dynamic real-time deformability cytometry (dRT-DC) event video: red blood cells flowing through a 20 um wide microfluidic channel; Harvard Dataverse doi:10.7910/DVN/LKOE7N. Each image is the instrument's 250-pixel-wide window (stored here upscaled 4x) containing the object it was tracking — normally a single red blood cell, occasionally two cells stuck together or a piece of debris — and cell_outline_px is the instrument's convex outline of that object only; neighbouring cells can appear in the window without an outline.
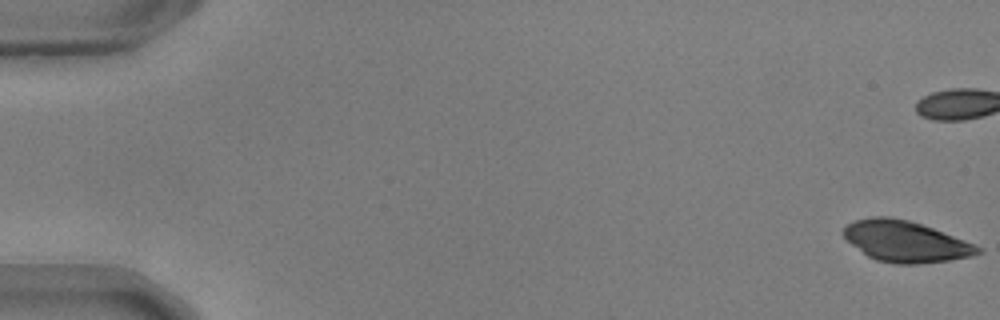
{"species": "common noctule bat (a hibernating species)", "species_latin": "Nyctalus noctula", "temperature_condition": "warm", "stored_images_in_passage": 56, "camera_frame_rate_fps": 3000, "um_per_image_px": 0.085, "animal": {"sex": "male", "body_mass_g": 17.9, "forearm_length_mm": 54.2}, "frame": {"image": 1, "passage_image": 1, "time_ms": 0.0, "image_size_px": [1000, 320], "cell_outline_px": [[984, 252], [972, 256], [948, 260], [916, 264], [896, 264], [876, 260], [868, 256], [852, 244], [840, 232], [852, 220], [872, 216], [888, 216], [908, 220], [932, 228], [976, 244]], "centroid_in_image_um": [76.96, 20.51], "position_along_channel_um": 8.0, "area_um2": 32.02}}
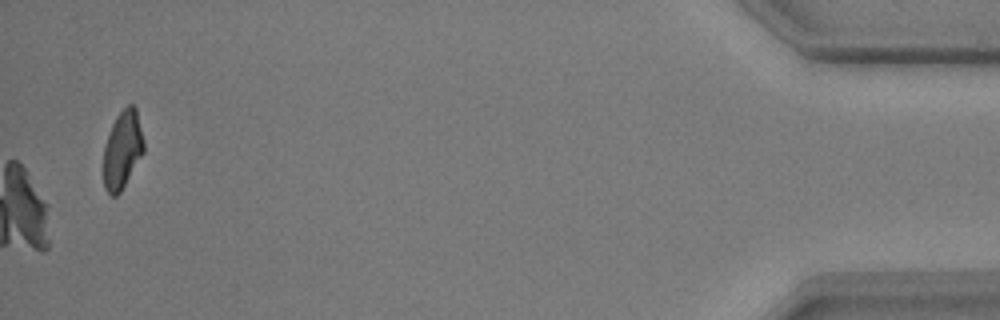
{"frame": {"image": 2, "passage_image": 56, "time_ms": 18.333, "image_size_px": [1000, 320], "cell_outline_px": [[144, 152], [120, 192], [116, 196], [112, 196], [104, 188], [104, 144], [112, 124], [116, 116], [128, 104], [132, 104], [136, 108], [144, 140]], "centroid_in_image_um": [10.41, 12.71], "position_along_channel_um": 424.8, "area_um2": 18.21}}